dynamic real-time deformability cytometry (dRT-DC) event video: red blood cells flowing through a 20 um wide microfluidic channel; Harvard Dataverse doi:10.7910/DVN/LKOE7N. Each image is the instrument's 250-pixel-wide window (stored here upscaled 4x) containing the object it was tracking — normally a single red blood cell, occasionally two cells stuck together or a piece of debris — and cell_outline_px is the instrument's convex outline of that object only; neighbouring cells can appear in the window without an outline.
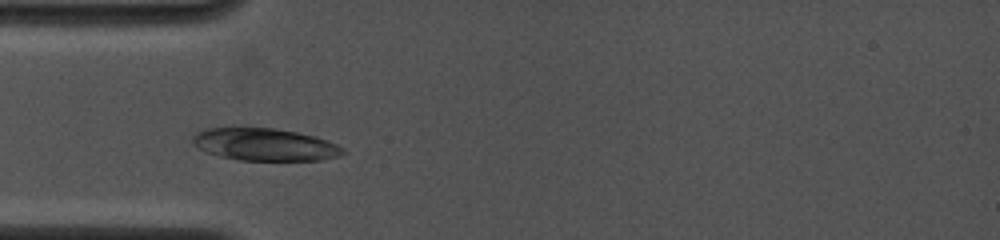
{"species": "common noctule bat (a hibernating species)", "species_latin": "Nyctalus noctula", "temperature_condition": "cold", "stored_images_in_passage": 19, "camera_frame_rate_fps": 4000, "um_per_image_px": 0.085, "animal": {"sex": "female", "body_mass_g": 19.0, "forearm_length_mm": 53.3}, "frame": {"image": 1, "passage_image": 14, "time_ms": 2.75, "image_size_px": [1000, 240], "cell_outline_px": [[348, 152], [340, 156], [320, 160], [240, 160], [220, 156], [204, 152], [192, 144], [192, 136], [196, 132], [204, 128], [272, 128], [296, 132], [316, 136], [336, 144], [344, 148]], "centroid_in_image_um": [22.5, 12.29], "position_along_channel_um": 62.5, "area_um2": 28.5}}
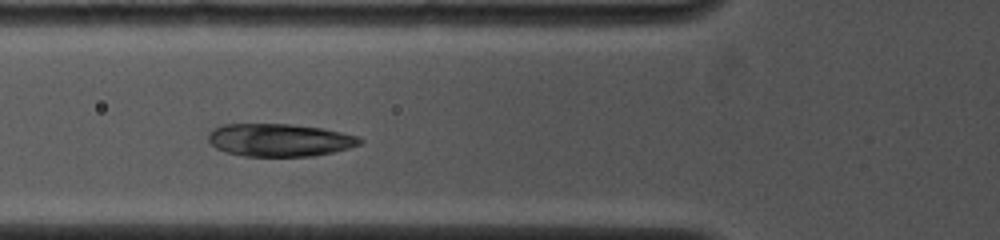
{"frame": {"image": 2, "passage_image": 18, "time_ms": 3.75, "image_size_px": [1000, 240], "cell_outline_px": [[364, 140], [360, 144], [348, 148], [332, 152], [312, 156], [244, 156], [224, 152], [216, 148], [208, 140], [208, 132], [212, 128], [224, 124], [292, 124], [324, 128], [360, 136]], "centroid_in_image_um": [23.76, 11.89], "position_along_channel_um": 102.0, "area_um2": 29.19}}